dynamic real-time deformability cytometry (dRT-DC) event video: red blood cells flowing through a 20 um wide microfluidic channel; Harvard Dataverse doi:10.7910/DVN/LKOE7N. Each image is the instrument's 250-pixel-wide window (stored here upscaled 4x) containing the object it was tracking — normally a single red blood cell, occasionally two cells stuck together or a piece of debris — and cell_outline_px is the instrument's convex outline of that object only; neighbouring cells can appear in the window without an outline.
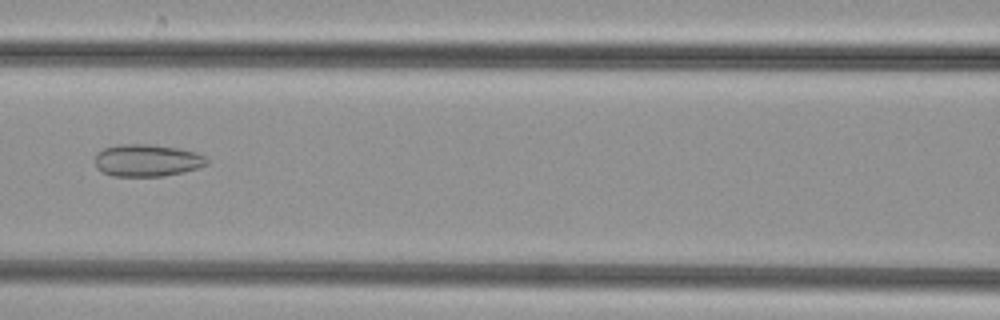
{"species": "common noctule bat (a hibernating species)", "species_latin": "Nyctalus noctula", "temperature_condition": "cold", "stored_images_in_passage": 49, "camera_frame_rate_fps": 3000, "um_per_image_px": 0.085, "animal": {"sex": "female", "body_mass_g": 29.2, "forearm_length_mm": 56.3}, "frame": {"image": 1, "passage_image": 22, "time_ms": 7.0, "image_size_px": [1000, 320], "cell_outline_px": [[208, 164], [200, 168], [164, 176], [112, 176], [96, 168], [96, 152], [104, 148], [120, 144], [152, 144], [176, 148], [196, 152], [204, 156], [208, 160]], "centroid_in_image_um": [12.51, 13.63], "position_along_channel_um": 154.1, "area_um2": 21.04}}
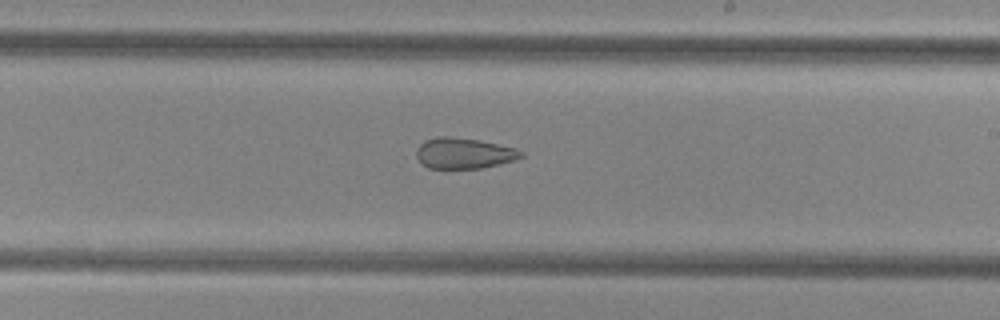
{"frame": {"image": 2, "passage_image": 29, "time_ms": 9.333, "image_size_px": [1000, 320], "cell_outline_px": [[524, 156], [500, 164], [480, 168], [428, 168], [416, 156], [416, 148], [424, 140], [436, 136], [444, 136], [480, 140], [512, 148], [524, 152]], "centroid_in_image_um": [39.39, 13.02], "position_along_channel_um": 249.6, "area_um2": 18.55}}
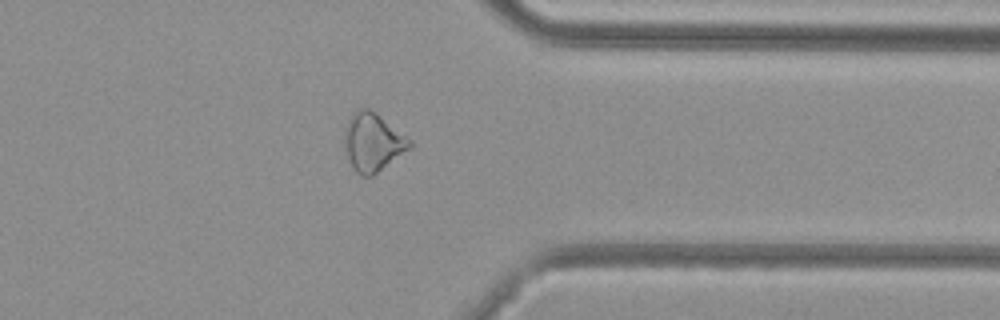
{"frame": {"image": 3, "passage_image": 39, "time_ms": 12.667, "image_size_px": [1000, 320], "cell_outline_px": [[412, 148], [372, 176], [360, 176], [352, 168], [344, 148], [344, 128], [348, 120], [360, 108], [368, 108], [376, 112], [412, 140]], "centroid_in_image_um": [31.7, 12.1], "position_along_channel_um": 379.7, "area_um2": 22.31}}